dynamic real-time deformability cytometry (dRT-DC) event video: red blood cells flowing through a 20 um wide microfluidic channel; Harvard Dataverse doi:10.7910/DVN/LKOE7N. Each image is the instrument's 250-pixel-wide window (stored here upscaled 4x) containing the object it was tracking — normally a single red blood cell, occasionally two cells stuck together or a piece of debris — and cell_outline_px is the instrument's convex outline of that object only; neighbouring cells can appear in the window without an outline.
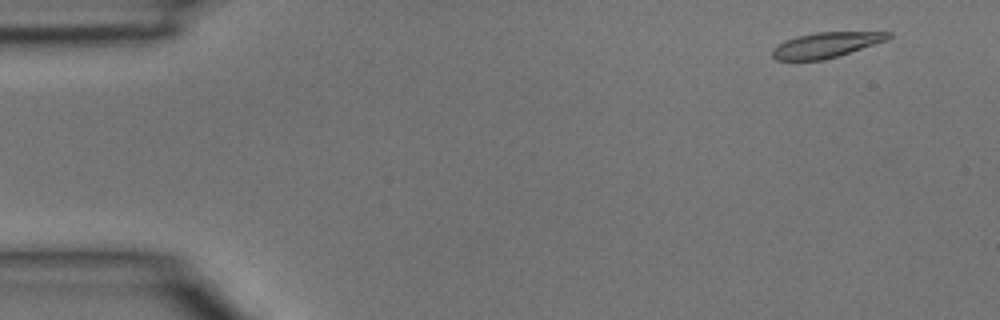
{"species": "common noctule bat (a hibernating species)", "species_latin": "Nyctalus noctula", "temperature_condition": "room temperature", "stored_images_in_passage": 4, "camera_frame_rate_fps": 3000, "um_per_image_px": 0.085, "animal": {"sex": "male", "body_mass_g": 15.6}, "frame": {"image": 1, "passage_image": 1, "time_ms": 0.0, "image_size_px": [1000, 320], "cell_outline_px": [[892, 36], [888, 40], [840, 56], [824, 60], [776, 60], [772, 56], [772, 48], [784, 40], [796, 36], [816, 32], [892, 32]], "centroid_in_image_um": [70.22, 3.82], "position_along_channel_um": 14.8, "area_um2": 17.34}}